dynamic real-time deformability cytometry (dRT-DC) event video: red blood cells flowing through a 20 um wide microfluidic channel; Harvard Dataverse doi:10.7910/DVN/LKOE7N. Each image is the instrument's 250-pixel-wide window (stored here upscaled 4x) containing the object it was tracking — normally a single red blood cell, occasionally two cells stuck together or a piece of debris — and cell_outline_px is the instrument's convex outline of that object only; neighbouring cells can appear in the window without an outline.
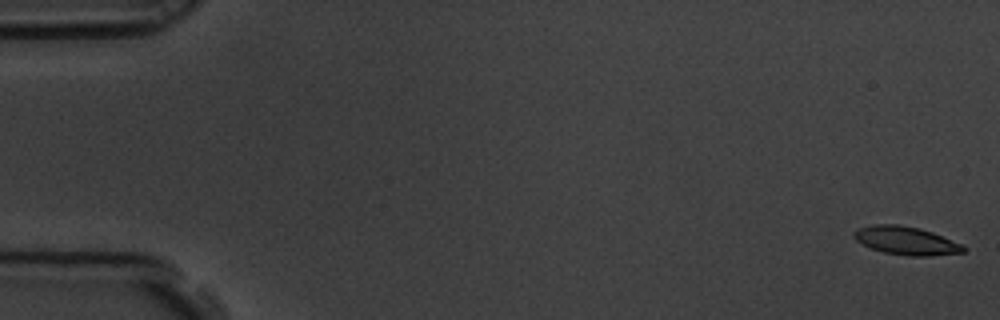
{"species": "common noctule bat (a hibernating species)", "species_latin": "Nyctalus noctula", "temperature_condition": "room temperature", "stored_images_in_passage": 59, "camera_frame_rate_fps": 3000, "um_per_image_px": 0.085, "animal": {"sex": "male", "body_mass_g": 19.5, "forearm_length_mm": 54.6}, "frame": {"image": 1, "passage_image": 1, "time_ms": 0.0, "image_size_px": [1000, 320], "cell_outline_px": [[968, 248], [964, 252], [928, 256], [908, 256], [884, 252], [872, 248], [856, 240], [852, 236], [852, 232], [856, 228], [872, 224], [900, 224], [920, 228], [932, 232], [964, 244]], "centroid_in_image_um": [77.03, 20.44], "position_along_channel_um": 8.0, "area_um2": 18.26}}
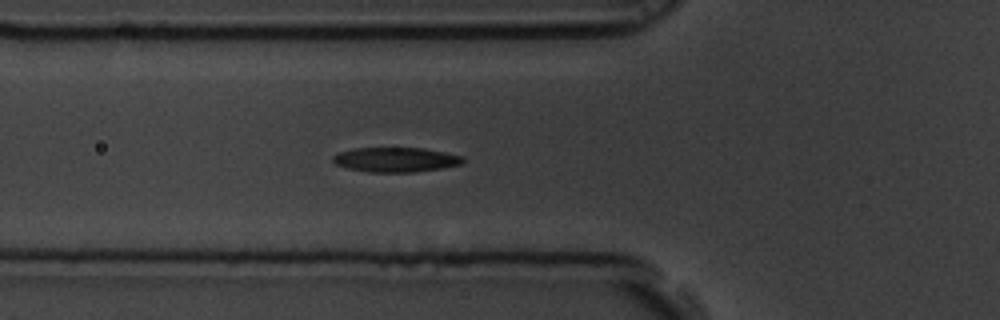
{"frame": {"image": 2, "passage_image": 21, "time_ms": 6.667, "image_size_px": [1000, 320], "cell_outline_px": [[464, 160], [460, 164], [440, 168], [412, 172], [368, 172], [348, 168], [336, 164], [332, 160], [332, 156], [340, 152], [356, 148], [424, 148], [464, 156]], "centroid_in_image_um": [33.63, 13.57], "position_along_channel_um": 92.2, "area_um2": 18.5}}
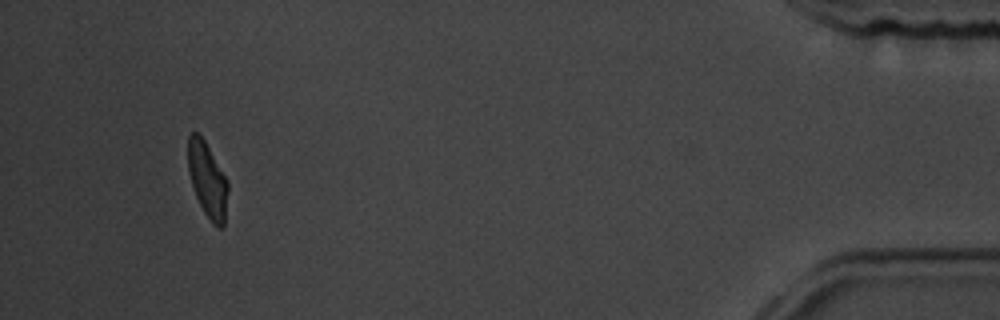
{"frame": {"image": 3, "passage_image": 55, "time_ms": 18.0, "image_size_px": [1000, 320], "cell_outline_px": [[228, 192], [224, 228], [216, 228], [212, 224], [204, 212], [196, 196], [188, 172], [188, 136], [192, 132], [200, 132], [228, 180]], "centroid_in_image_um": [17.65, 15.29], "position_along_channel_um": 417.6, "area_um2": 17.74}, "authors_computed_cell_mechanics": {"area_um2": 18.5538, "velocity_mm_per_s": 3.5067, "shape_relaxation_time_tau1_ms": 3.6051, "shape_relaxation_time_tau2_ms": 2.5223, "deformation_change_tau1": 0.1395, "deformation_change_tau2": 0.0939}}